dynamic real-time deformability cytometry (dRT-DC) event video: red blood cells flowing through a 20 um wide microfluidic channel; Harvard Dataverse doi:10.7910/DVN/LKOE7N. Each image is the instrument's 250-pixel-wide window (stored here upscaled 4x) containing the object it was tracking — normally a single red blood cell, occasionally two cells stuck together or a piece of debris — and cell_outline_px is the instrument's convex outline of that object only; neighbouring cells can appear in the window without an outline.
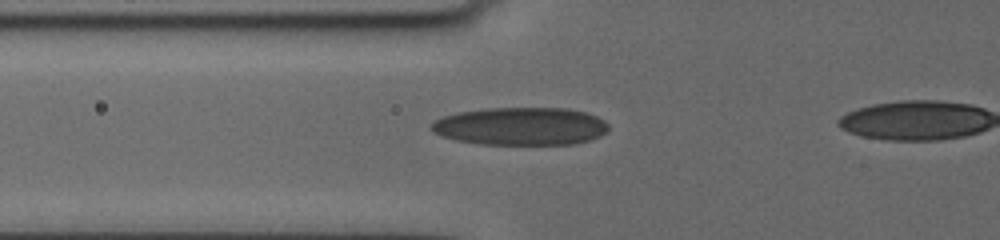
{"species": "human", "species_latin": "Homo sapiens", "temperature_condition": "cold", "stored_images_in_passage": 12, "camera_frame_rate_fps": 3000, "um_per_image_px": 0.085, "donor": {"sex": "female"}, "frame": {"image": 1, "passage_image": 6, "time_ms": 4.0, "image_size_px": [1000, 240], "cell_outline_px": [[608, 132], [592, 140], [576, 144], [480, 144], [456, 140], [440, 136], [432, 132], [428, 128], [428, 124], [444, 116], [456, 112], [488, 108], [568, 108], [584, 112], [596, 116], [604, 120], [608, 124]], "centroid_in_image_um": [44.24, 10.73], "position_along_channel_um": 81.6, "area_um2": 39.54}}
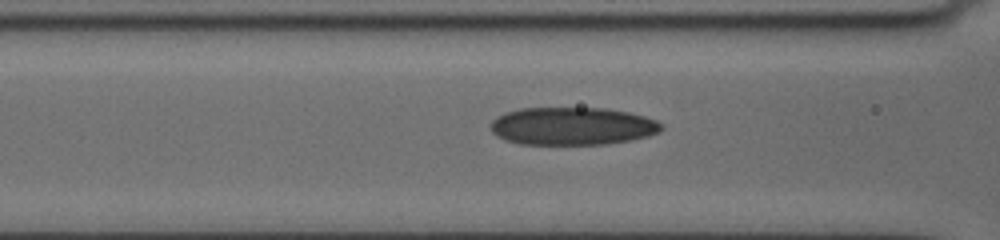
{"frame": {"image": 2, "passage_image": 9, "time_ms": 5.0, "image_size_px": [1000, 240], "cell_outline_px": [[664, 128], [660, 132], [648, 136], [632, 140], [608, 144], [520, 144], [504, 140], [496, 136], [492, 132], [492, 120], [496, 116], [504, 112], [520, 108], [604, 108], [628, 112], [644, 116], [656, 120], [664, 124]], "centroid_in_image_um": [48.66, 10.72], "position_along_channel_um": 117.9, "area_um2": 37.97}}
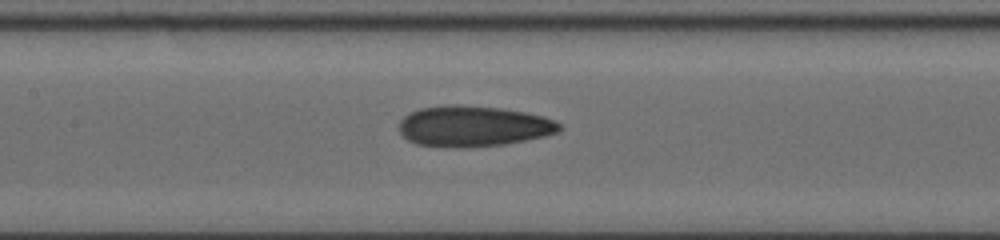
{"frame": {"image": 3, "passage_image": 12, "time_ms": 6.333, "image_size_px": [1000, 240], "cell_outline_px": [[560, 128], [556, 132], [544, 136], [504, 144], [464, 148], [444, 148], [416, 144], [408, 140], [400, 132], [400, 120], [408, 112], [420, 108], [444, 104], [456, 104], [500, 108], [524, 112], [544, 116], [556, 120], [560, 124]], "centroid_in_image_um": [40.18, 10.72], "position_along_channel_um": 167.2, "area_um2": 38.38}}